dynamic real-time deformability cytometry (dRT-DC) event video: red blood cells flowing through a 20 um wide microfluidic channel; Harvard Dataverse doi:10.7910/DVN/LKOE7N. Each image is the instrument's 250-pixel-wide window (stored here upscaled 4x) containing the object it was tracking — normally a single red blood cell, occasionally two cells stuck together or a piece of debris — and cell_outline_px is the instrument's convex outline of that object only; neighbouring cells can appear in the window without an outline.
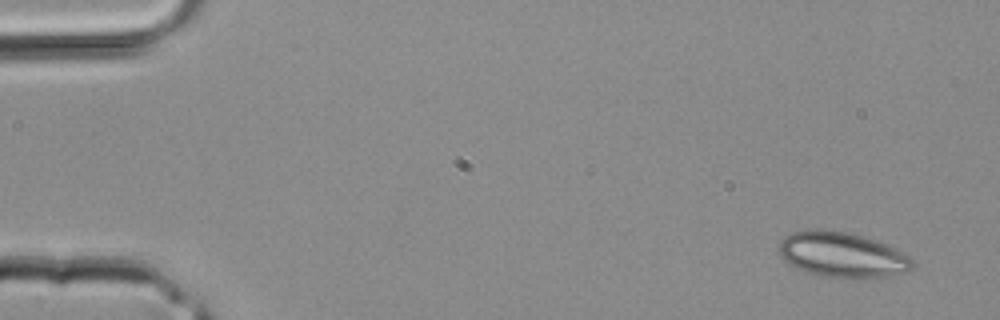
{"species": "common noctule bat (a hibernating species)", "species_latin": "Nyctalus noctula", "temperature_condition": "room temperature", "stored_images_in_passage": 3, "camera_frame_rate_fps": 3000, "um_per_image_px": 0.085, "animal": {"sex": "male", "body_mass_g": 20.4}, "frame": {"image": 1, "passage_image": 1, "time_ms": 0.0, "image_size_px": [1000, 320], "cell_outline_px": [[912, 268], [908, 272], [888, 276], [852, 280], [848, 280], [820, 276], [796, 268], [788, 264], [780, 256], [780, 240], [784, 236], [792, 232], [808, 228], [824, 228], [864, 236], [876, 240], [908, 256], [912, 260]], "centroid_in_image_um": [71.54, 21.67], "position_along_channel_um": 13.5, "area_um2": 35.78}}